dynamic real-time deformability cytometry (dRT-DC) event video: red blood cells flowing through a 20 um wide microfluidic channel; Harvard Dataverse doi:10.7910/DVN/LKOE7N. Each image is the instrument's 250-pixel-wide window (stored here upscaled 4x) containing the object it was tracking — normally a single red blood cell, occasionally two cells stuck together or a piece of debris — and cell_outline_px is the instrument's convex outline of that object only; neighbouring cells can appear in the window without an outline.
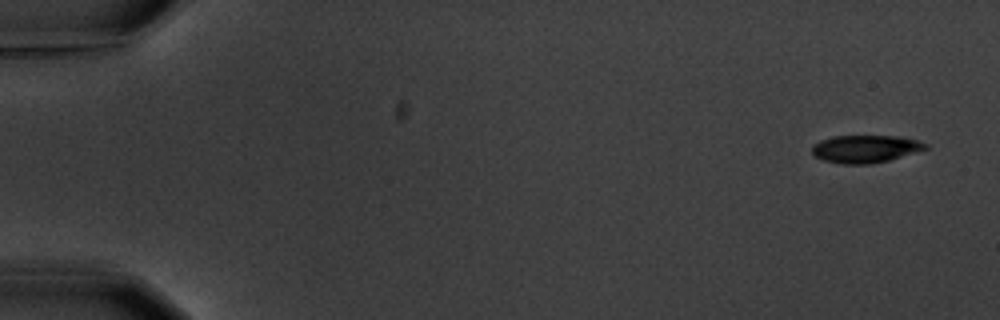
{"species": "common noctule bat (a hibernating species)", "species_latin": "Nyctalus noctula", "temperature_condition": "warm", "stored_images_in_passage": 6, "camera_frame_rate_fps": 3000, "um_per_image_px": 0.085, "animal": {"sex": "male", "body_mass_g": 20.1, "forearm_length_mm": 53.5}, "frame": {"image": 1, "passage_image": 1, "time_ms": 0.0, "image_size_px": [1000, 320], "cell_outline_px": [[928, 148], [888, 160], [872, 164], [840, 164], [824, 160], [816, 156], [812, 152], [812, 148], [820, 140], [832, 136], [900, 136], [916, 140], [928, 144]], "centroid_in_image_um": [73.55, 12.65], "position_along_channel_um": 11.4, "area_um2": 18.09}}
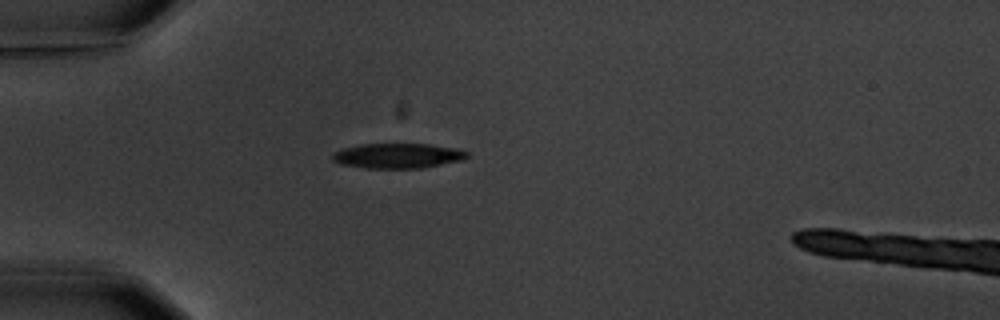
{"frame": {"image": 2, "passage_image": 5, "time_ms": 4.667, "image_size_px": [1000, 320], "cell_outline_px": [[468, 156], [460, 160], [420, 168], [364, 168], [340, 164], [332, 160], [332, 152], [340, 148], [360, 144], [428, 144], [460, 148], [468, 152]], "centroid_in_image_um": [33.75, 13.23], "position_along_channel_um": 51.3, "area_um2": 19.71}}